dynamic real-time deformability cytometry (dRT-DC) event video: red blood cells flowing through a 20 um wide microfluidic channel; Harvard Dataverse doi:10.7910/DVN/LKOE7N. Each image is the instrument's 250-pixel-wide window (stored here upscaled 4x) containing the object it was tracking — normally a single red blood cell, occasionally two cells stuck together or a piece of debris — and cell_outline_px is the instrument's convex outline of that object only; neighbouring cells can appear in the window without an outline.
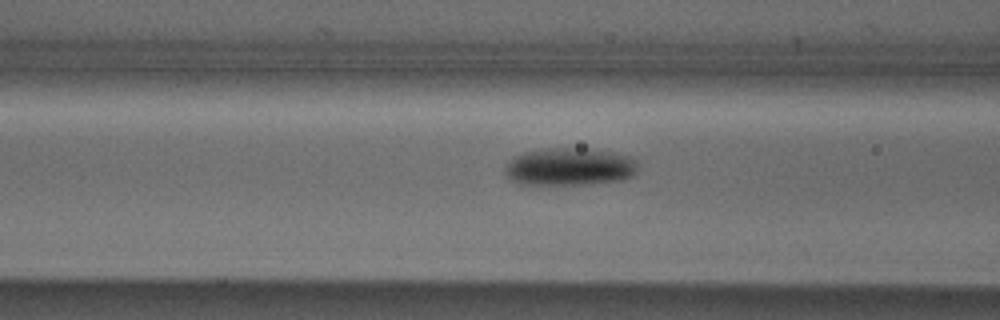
{"species": "Egyptian fruit bat (a non-hibernating species)", "species_latin": "Rousettus aegyptiacus", "temperature_condition": "cold", "stored_images_in_passage": 29, "camera_frame_rate_fps": 3000, "um_per_image_px": 0.085, "animal": {"sex": "male"}, "frame": {"image": 1, "passage_image": 6, "time_ms": 1.667, "image_size_px": [1000, 320], "cell_outline_px": [[636, 172], [632, 176], [624, 180], [592, 184], [520, 184], [508, 180], [504, 172], [504, 168], [508, 160], [524, 152], [544, 148], [588, 148], [616, 152], [632, 156], [636, 160]], "centroid_in_image_um": [48.41, 14.17], "position_along_channel_um": 118.2, "area_um2": 29.77}}
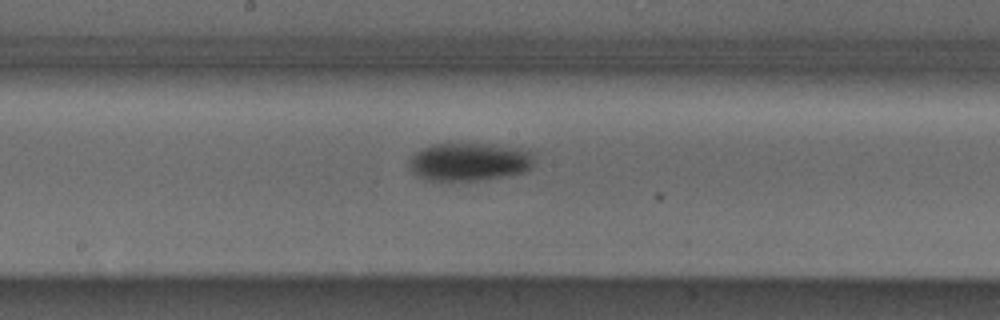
{"frame": {"image": 2, "passage_image": 13, "time_ms": 4.0, "image_size_px": [1000, 320], "cell_outline_px": [[532, 168], [524, 172], [484, 180], [428, 180], [416, 176], [412, 172], [408, 164], [408, 160], [416, 152], [432, 144], [456, 140], [496, 144], [528, 148], [532, 152]], "centroid_in_image_um": [39.9, 13.69], "position_along_channel_um": 208.3, "area_um2": 28.96}}
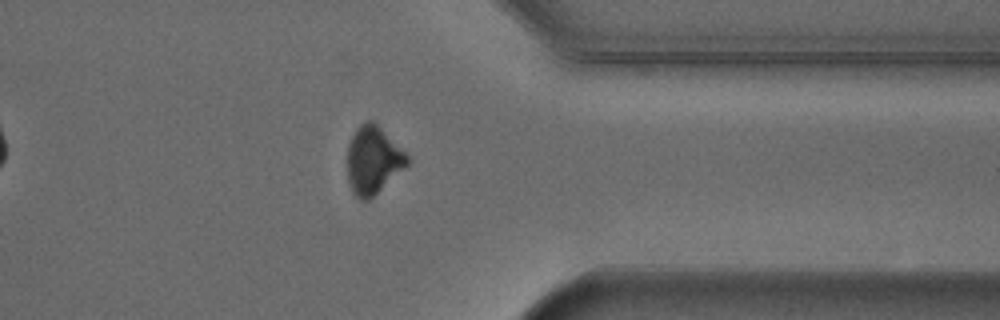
{"frame": {"image": 3, "passage_image": 27, "time_ms": 8.667, "image_size_px": [1000, 320], "cell_outline_px": [[408, 164], [404, 168], [368, 200], [360, 200], [352, 192], [348, 180], [348, 144], [356, 128], [360, 124], [368, 120], [372, 120], [408, 156]], "centroid_in_image_um": [31.67, 13.62], "position_along_channel_um": 379.7, "area_um2": 23.0}}